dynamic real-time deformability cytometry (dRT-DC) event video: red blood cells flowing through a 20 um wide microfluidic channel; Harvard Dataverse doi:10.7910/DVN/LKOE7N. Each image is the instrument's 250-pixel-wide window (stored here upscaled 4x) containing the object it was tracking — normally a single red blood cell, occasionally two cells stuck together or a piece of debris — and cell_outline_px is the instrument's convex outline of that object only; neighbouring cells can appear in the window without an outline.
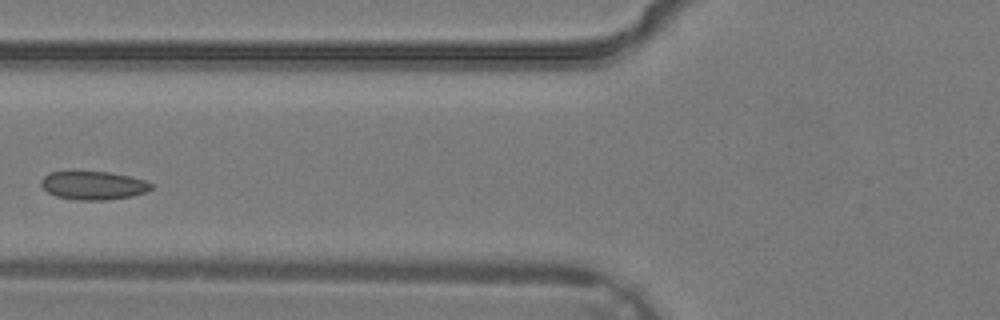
{"species": "common noctule bat (a hibernating species)", "species_latin": "Nyctalus noctula", "temperature_condition": "warm", "stored_images_in_passage": 2, "camera_frame_rate_fps": 3000, "um_per_image_px": 0.085, "animal": {"sex": "male", "body_mass_g": 19.2, "forearm_length_mm": 51.8}, "frame": {"image": 1, "passage_image": 2, "time_ms": 0.333, "image_size_px": [1000, 320], "cell_outline_px": [[152, 188], [144, 192], [132, 196], [104, 200], [76, 200], [56, 196], [48, 192], [40, 184], [40, 180], [48, 172], [72, 168], [108, 172], [128, 176], [144, 180], [152, 184]], "centroid_in_image_um": [7.83, 15.71], "position_along_channel_um": 118.0, "area_um2": 18.9}}